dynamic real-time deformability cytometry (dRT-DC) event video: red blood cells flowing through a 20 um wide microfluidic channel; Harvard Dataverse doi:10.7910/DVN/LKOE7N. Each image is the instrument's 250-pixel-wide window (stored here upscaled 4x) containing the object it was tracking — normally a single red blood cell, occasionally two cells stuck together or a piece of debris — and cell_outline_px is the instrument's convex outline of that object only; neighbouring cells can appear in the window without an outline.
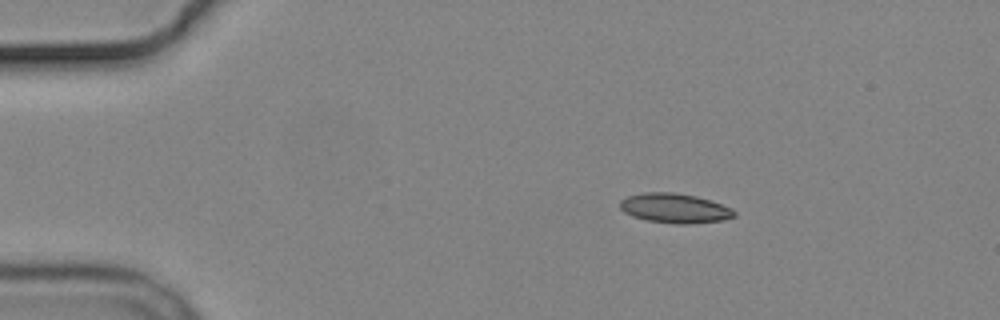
{"species": "common noctule bat (a hibernating species)", "species_latin": "Nyctalus noctula", "temperature_condition": "cold", "stored_images_in_passage": 4, "camera_frame_rate_fps": 3000, "um_per_image_px": 0.085, "animal": {"sex": "male", "body_mass_g": 19.2, "forearm_length_mm": 51.8}, "frame": {"image": 1, "passage_image": 2, "time_ms": 1.333, "image_size_px": [1000, 320], "cell_outline_px": [[736, 216], [724, 220], [692, 224], [676, 224], [648, 220], [632, 216], [624, 212], [620, 208], [620, 200], [628, 196], [644, 192], [676, 192], [696, 196], [732, 208], [736, 212]], "centroid_in_image_um": [57.36, 17.7], "position_along_channel_um": 27.6, "area_um2": 19.77}}